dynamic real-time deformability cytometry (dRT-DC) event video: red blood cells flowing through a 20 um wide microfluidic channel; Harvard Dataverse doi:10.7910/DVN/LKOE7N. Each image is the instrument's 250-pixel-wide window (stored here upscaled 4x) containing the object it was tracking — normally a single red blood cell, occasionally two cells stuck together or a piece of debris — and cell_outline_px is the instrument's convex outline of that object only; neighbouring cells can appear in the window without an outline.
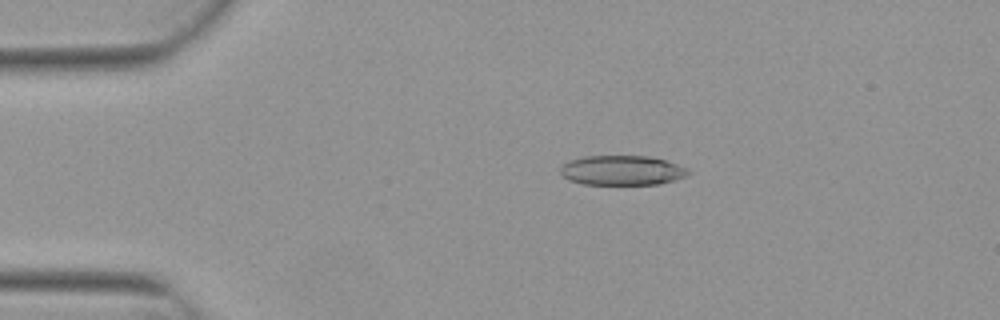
{"species": "Egyptian fruit bat (a non-hibernating species)", "species_latin": "Rousettus aegyptiacus", "temperature_condition": "warm", "stored_images_in_passage": 5, "camera_frame_rate_fps": 3000, "um_per_image_px": 0.085, "animal": {"sex": "female"}, "frame": {"image": 1, "passage_image": 3, "time_ms": 0.667, "image_size_px": [1000, 320], "cell_outline_px": [[692, 172], [676, 180], [660, 184], [584, 184], [568, 180], [560, 172], [560, 168], [568, 160], [584, 156], [648, 156], [664, 160], [688, 168]], "centroid_in_image_um": [52.87, 14.48], "position_along_channel_um": 32.1, "area_um2": 22.14}}
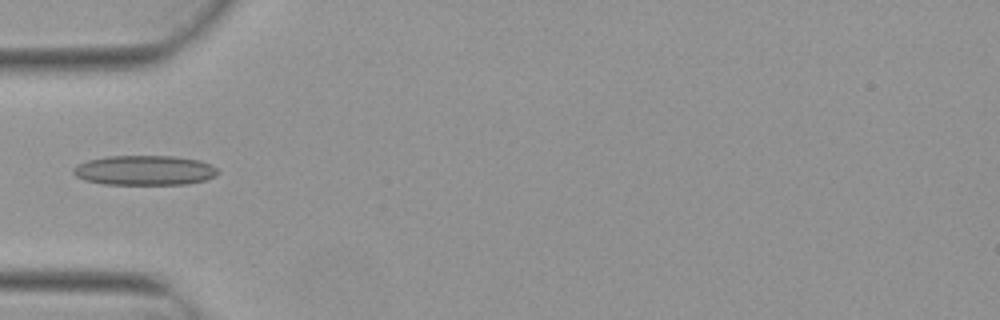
{"frame": {"image": 2, "passage_image": 5, "time_ms": 1.333, "image_size_px": [1000, 320], "cell_outline_px": [[220, 172], [216, 176], [204, 180], [188, 184], [104, 184], [84, 180], [76, 176], [72, 172], [72, 168], [76, 164], [88, 160], [108, 156], [176, 156], [200, 160], [216, 168]], "centroid_in_image_um": [12.27, 14.47], "position_along_channel_um": 72.7, "area_um2": 25.2}}